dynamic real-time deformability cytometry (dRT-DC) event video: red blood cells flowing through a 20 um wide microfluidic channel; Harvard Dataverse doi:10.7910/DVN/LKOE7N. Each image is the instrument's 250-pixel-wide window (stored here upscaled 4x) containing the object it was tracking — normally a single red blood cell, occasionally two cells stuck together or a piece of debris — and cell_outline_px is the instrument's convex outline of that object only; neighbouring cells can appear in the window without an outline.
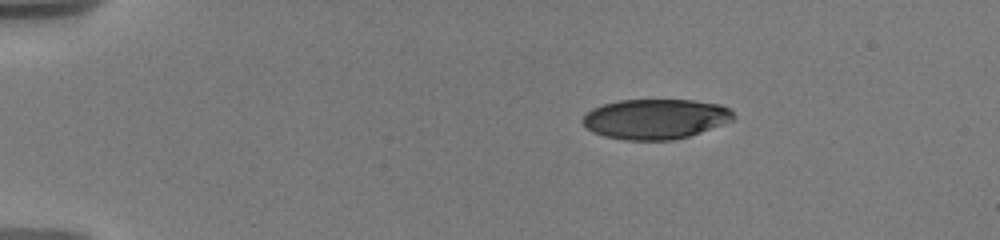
{"species": "human", "species_latin": "Homo sapiens", "temperature_condition": "warm", "stored_images_in_passage": 32, "camera_frame_rate_fps": 3000, "um_per_image_px": 0.085, "donor": {"sex": "male"}, "frame": {"image": 1, "passage_image": 1, "time_ms": 0.0, "image_size_px": [1000, 240], "cell_outline_px": [[736, 116], [732, 120], [700, 132], [688, 136], [672, 140], [624, 140], [604, 136], [592, 132], [580, 120], [592, 108], [604, 104], [620, 100], [692, 100], [720, 104], [728, 108]], "centroid_in_image_um": [55.69, 10.11], "position_along_channel_um": 29.3, "area_um2": 35.03}}
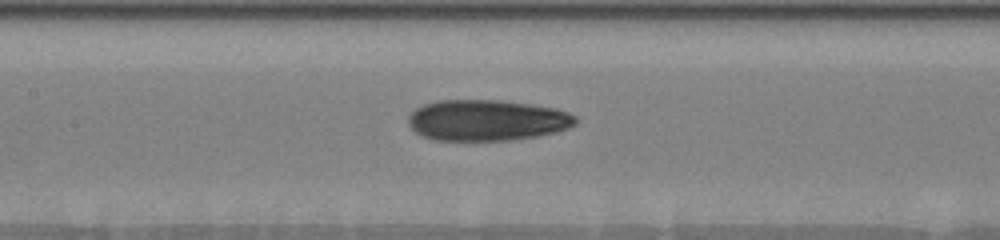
{"frame": {"image": 2, "passage_image": 14, "time_ms": 6.0, "image_size_px": [1000, 240], "cell_outline_px": [[576, 124], [568, 128], [556, 132], [536, 136], [512, 140], [436, 140], [424, 136], [416, 132], [408, 124], [408, 116], [416, 108], [424, 104], [436, 100], [500, 100], [556, 108], [568, 112], [576, 116]], "centroid_in_image_um": [41.39, 10.21], "position_along_channel_um": 166.0, "area_um2": 39.94}}
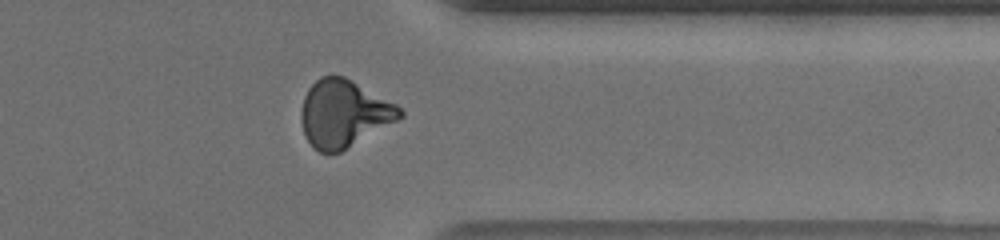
{"frame": {"image": 3, "passage_image": 28, "time_ms": 12.0, "image_size_px": [1000, 240], "cell_outline_px": [[404, 116], [400, 120], [340, 152], [328, 156], [320, 152], [308, 140], [304, 132], [300, 120], [300, 112], [304, 96], [308, 88], [320, 76], [344, 76], [396, 104], [404, 112]], "centroid_in_image_um": [29.23, 9.67], "position_along_channel_um": 382.2, "area_um2": 38.84}, "authors_computed_cell_mechanics": {"area_um2": 38.3792, "velocity_mm_per_s": 3.6577, "shape_relaxation_time_tau1_ms": 9.0186, "shape_relaxation_time_tau2_ms": 3.1552, "deformation_change_tau1": 0.2682, "deformation_change_tau2": 0.1089}}